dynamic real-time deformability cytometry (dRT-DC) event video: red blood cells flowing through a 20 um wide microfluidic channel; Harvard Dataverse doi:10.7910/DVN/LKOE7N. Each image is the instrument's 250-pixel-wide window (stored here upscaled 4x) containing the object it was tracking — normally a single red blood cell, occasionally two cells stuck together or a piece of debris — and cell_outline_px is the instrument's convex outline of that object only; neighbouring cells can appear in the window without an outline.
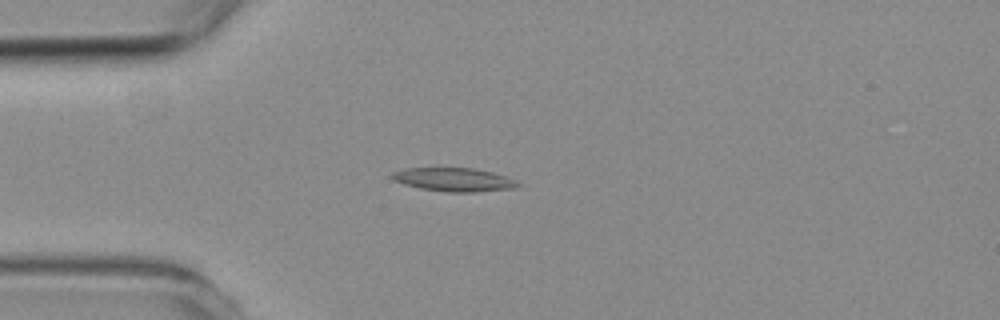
{"species": "common noctule bat (a hibernating species)", "species_latin": "Nyctalus noctula", "temperature_condition": "room temperature", "stored_images_in_passage": 5, "camera_frame_rate_fps": 3000, "um_per_image_px": 0.085, "animal": {"sex": "female", "body_mass_g": 19.3, "forearm_length_mm": 54.1}, "frame": {"image": 1, "passage_image": 4, "time_ms": 3.333, "image_size_px": [1000, 320], "cell_outline_px": [[520, 184], [516, 188], [476, 192], [448, 192], [420, 188], [404, 184], [392, 180], [388, 176], [392, 172], [404, 168], [472, 168], [492, 172], [504, 176]], "centroid_in_image_um": [38.5, 15.27], "position_along_channel_um": 46.5, "area_um2": 17.22}}